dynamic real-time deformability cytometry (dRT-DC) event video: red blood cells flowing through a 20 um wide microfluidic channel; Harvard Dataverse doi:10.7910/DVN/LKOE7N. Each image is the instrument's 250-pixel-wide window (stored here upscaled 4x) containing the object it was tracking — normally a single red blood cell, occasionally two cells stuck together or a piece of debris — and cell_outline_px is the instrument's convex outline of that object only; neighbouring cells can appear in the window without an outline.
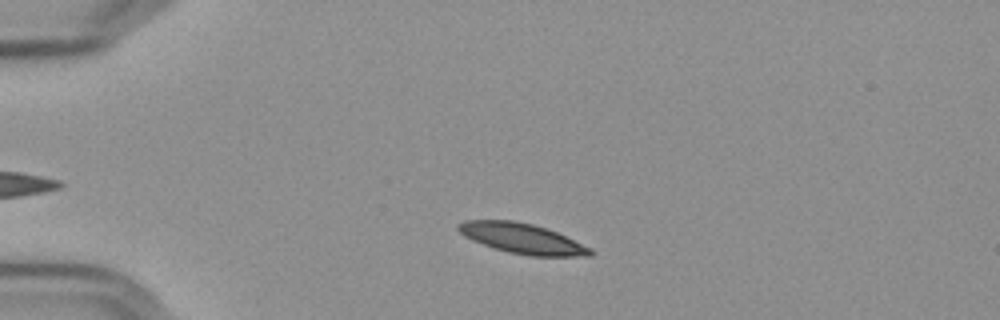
{"species": "Egyptian fruit bat (a non-hibernating species)", "species_latin": "Rousettus aegyptiacus", "temperature_condition": "cold", "stored_images_in_passage": 37, "camera_frame_rate_fps": 3000, "um_per_image_px": 0.085, "frame": {"image": 1, "passage_image": 8, "time_ms": 2.333, "image_size_px": [1000, 320], "cell_outline_px": [[596, 252], [592, 256], [532, 256], [508, 252], [472, 240], [464, 236], [456, 228], [456, 224], [464, 220], [512, 220], [532, 224], [556, 232], [592, 248]], "centroid_in_image_um": [44.39, 20.27], "position_along_channel_um": 40.6, "area_um2": 23.12}}
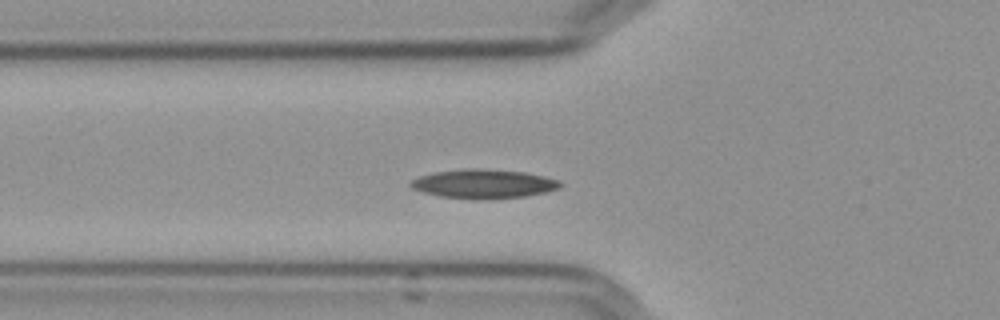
{"frame": {"image": 2, "passage_image": 15, "time_ms": 4.667, "image_size_px": [1000, 320], "cell_outline_px": [[564, 184], [560, 188], [544, 192], [524, 196], [440, 196], [424, 192], [412, 188], [408, 184], [412, 180], [420, 176], [432, 172], [464, 168], [480, 168], [524, 172], [544, 176], [560, 180]], "centroid_in_image_um": [41.12, 15.56], "position_along_channel_um": 84.7, "area_um2": 24.22}}
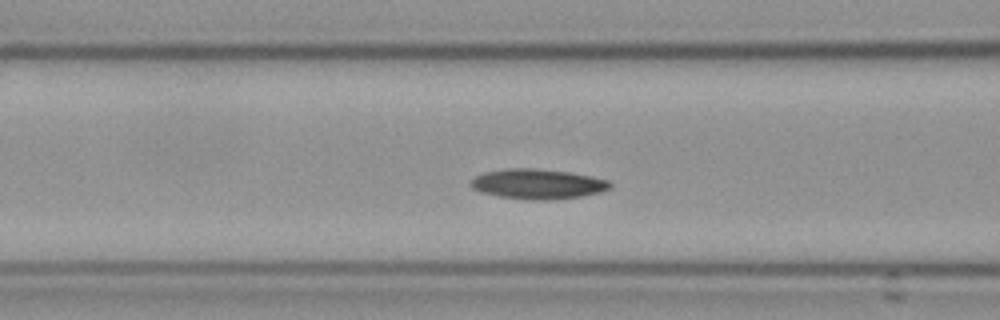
{"frame": {"image": 3, "passage_image": 18, "time_ms": 5.667, "image_size_px": [1000, 320], "cell_outline_px": [[612, 188], [600, 192], [580, 196], [544, 200], [536, 200], [500, 196], [480, 192], [472, 188], [468, 184], [476, 176], [484, 172], [504, 168], [536, 168], [572, 172], [592, 176], [608, 180], [612, 184]], "centroid_in_image_um": [45.71, 15.62], "position_along_channel_um": 120.9, "area_um2": 24.39}}